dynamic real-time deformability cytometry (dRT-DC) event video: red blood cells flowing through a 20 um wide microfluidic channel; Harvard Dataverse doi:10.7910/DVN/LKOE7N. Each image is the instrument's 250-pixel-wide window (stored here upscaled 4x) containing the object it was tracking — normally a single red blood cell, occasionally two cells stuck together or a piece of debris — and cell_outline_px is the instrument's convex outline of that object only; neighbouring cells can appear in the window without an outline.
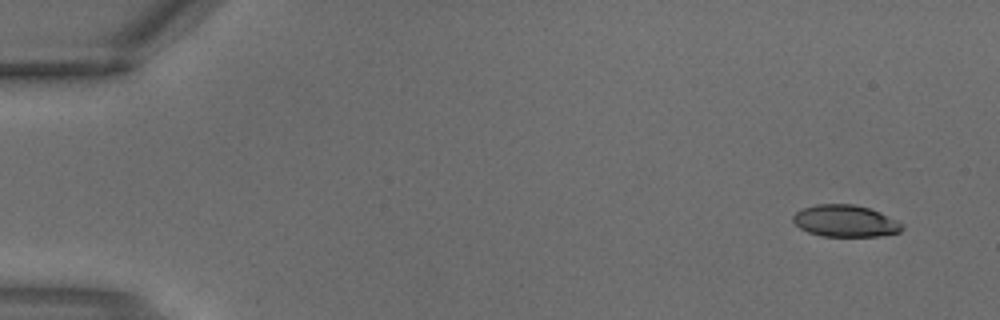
{"species": "common noctule bat (a hibernating species)", "species_latin": "Nyctalus noctula", "temperature_condition": "warm", "stored_images_in_passage": 3, "camera_frame_rate_fps": 3000, "um_per_image_px": 0.085, "animal": {"sex": "male", "body_mass_g": 18.8}, "frame": {"image": 1, "passage_image": 1, "time_ms": 0.0, "image_size_px": [1000, 320], "cell_outline_px": [[904, 228], [900, 232], [880, 236], [820, 236], [808, 232], [800, 228], [792, 220], [792, 216], [796, 212], [804, 208], [816, 204], [852, 204], [868, 208], [880, 212], [904, 224]], "centroid_in_image_um": [71.86, 18.79], "position_along_channel_um": 13.1, "area_um2": 20.23}}
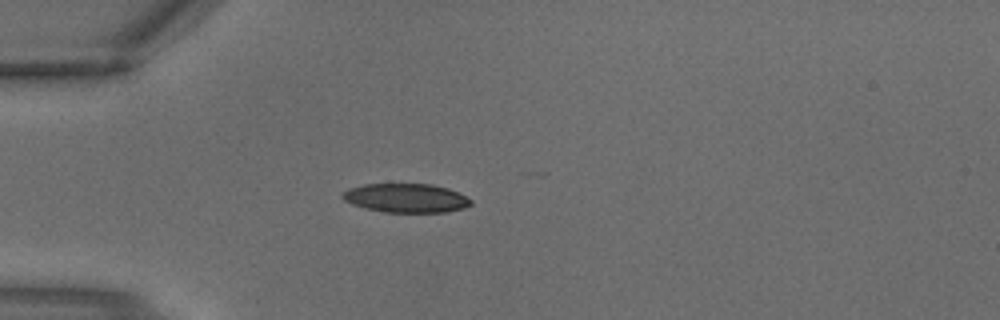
{"frame": {"image": 2, "passage_image": 3, "time_ms": 0.667, "image_size_px": [1000, 320], "cell_outline_px": [[472, 204], [464, 208], [444, 212], [384, 212], [364, 208], [352, 204], [344, 200], [340, 196], [348, 188], [364, 184], [432, 184], [448, 188], [472, 200]], "centroid_in_image_um": [34.48, 16.83], "position_along_channel_um": 50.5, "area_um2": 21.62}}